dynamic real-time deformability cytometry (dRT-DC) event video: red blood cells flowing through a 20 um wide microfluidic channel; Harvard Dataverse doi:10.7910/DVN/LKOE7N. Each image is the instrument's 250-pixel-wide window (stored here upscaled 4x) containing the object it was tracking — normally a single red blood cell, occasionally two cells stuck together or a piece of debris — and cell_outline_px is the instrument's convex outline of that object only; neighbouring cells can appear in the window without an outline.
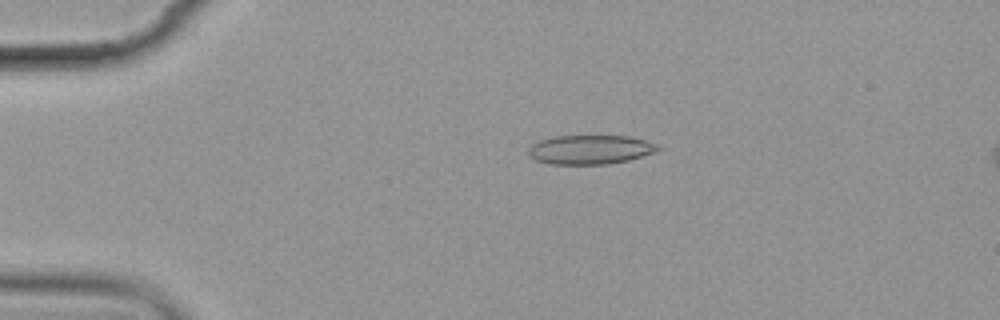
{"species": "common noctule bat (a hibernating species)", "species_latin": "Nyctalus noctula", "temperature_condition": "cold", "stored_images_in_passage": 10, "camera_frame_rate_fps": 3000, "um_per_image_px": 0.085, "animal": {"sex": "female", "body_mass_g": 19.9}, "frame": {"image": 1, "passage_image": 4, "time_ms": 3.667, "image_size_px": [1000, 320], "cell_outline_px": [[664, 148], [656, 152], [628, 160], [608, 164], [552, 164], [536, 160], [528, 152], [528, 148], [532, 144], [540, 140], [556, 136], [628, 136], [644, 140], [656, 144]], "centroid_in_image_um": [50.2, 12.71], "position_along_channel_um": 34.8, "area_um2": 21.91}}
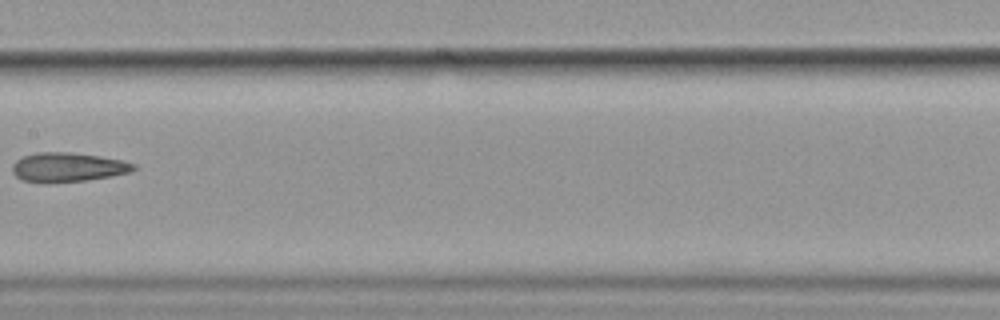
{"frame": {"image": 2, "passage_image": 9, "time_ms": 9.667, "image_size_px": [1000, 320], "cell_outline_px": [[136, 168], [128, 172], [112, 176], [84, 180], [48, 184], [20, 180], [12, 172], [12, 164], [16, 160], [24, 156], [36, 152], [72, 152], [100, 156], [124, 160], [136, 164]], "centroid_in_image_um": [5.73, 14.22], "position_along_channel_um": 201.7, "area_um2": 20.98}}
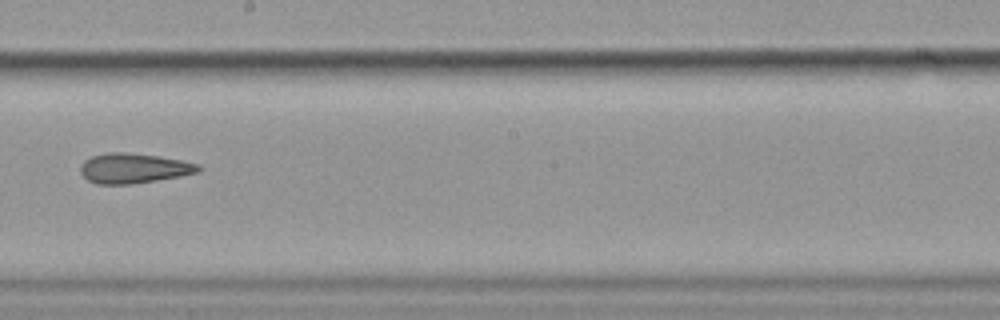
{"frame": {"image": 3, "passage_image": 10, "time_ms": 10.667, "image_size_px": [1000, 320], "cell_outline_px": [[204, 168], [200, 172], [180, 176], [132, 184], [96, 184], [88, 180], [80, 172], [80, 168], [84, 160], [92, 156], [108, 152], [124, 152], [156, 156], [180, 160], [200, 164]], "centroid_in_image_um": [11.38, 14.3], "position_along_channel_um": 236.8, "area_um2": 20.58}}